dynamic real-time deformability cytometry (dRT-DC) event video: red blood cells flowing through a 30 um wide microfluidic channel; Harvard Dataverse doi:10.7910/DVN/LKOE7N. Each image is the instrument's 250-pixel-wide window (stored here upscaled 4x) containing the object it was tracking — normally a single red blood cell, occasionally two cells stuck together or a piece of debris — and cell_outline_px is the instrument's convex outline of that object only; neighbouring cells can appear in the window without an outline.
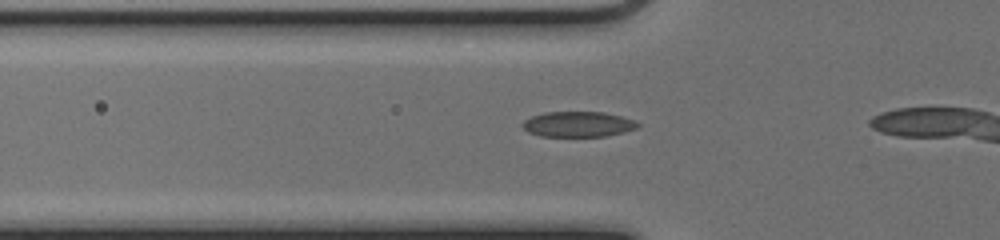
{"species": "common noctule bat (a hibernating species)", "species_latin": "Nyctalus noctula", "temperature_condition": "cold", "stored_images_in_passage": 10, "camera_frame_rate_fps": 3000, "um_per_image_px": 0.085, "animal": {"sex": "female", "body_mass_g": 17.0, "forearm_length_mm": 48.0}, "frame": {"image": 1, "passage_image": 5, "time_ms": 1.333, "image_size_px": [1000, 240], "cell_outline_px": [[640, 124], [636, 128], [624, 132], [604, 136], [540, 136], [528, 132], [520, 124], [524, 120], [532, 116], [544, 112], [604, 112], [636, 120]], "centroid_in_image_um": [49.12, 10.55], "position_along_channel_um": 76.7, "area_um2": 17.05}}
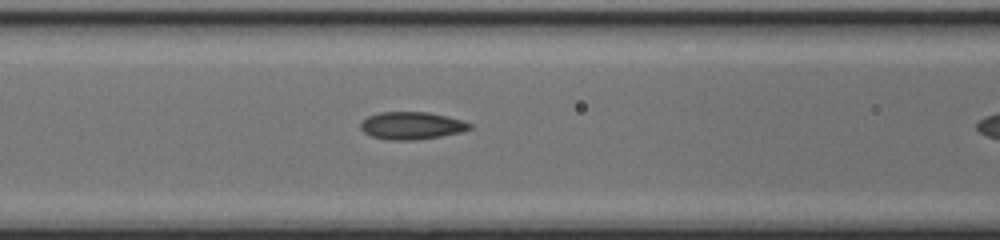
{"frame": {"image": 2, "passage_image": 9, "time_ms": 2.667, "image_size_px": [1000, 240], "cell_outline_px": [[472, 128], [460, 132], [440, 136], [416, 140], [388, 140], [372, 136], [364, 132], [360, 128], [360, 124], [368, 116], [380, 112], [428, 112], [448, 116], [472, 124]], "centroid_in_image_um": [34.98, 10.68], "position_along_channel_um": 131.6, "area_um2": 17.4}}